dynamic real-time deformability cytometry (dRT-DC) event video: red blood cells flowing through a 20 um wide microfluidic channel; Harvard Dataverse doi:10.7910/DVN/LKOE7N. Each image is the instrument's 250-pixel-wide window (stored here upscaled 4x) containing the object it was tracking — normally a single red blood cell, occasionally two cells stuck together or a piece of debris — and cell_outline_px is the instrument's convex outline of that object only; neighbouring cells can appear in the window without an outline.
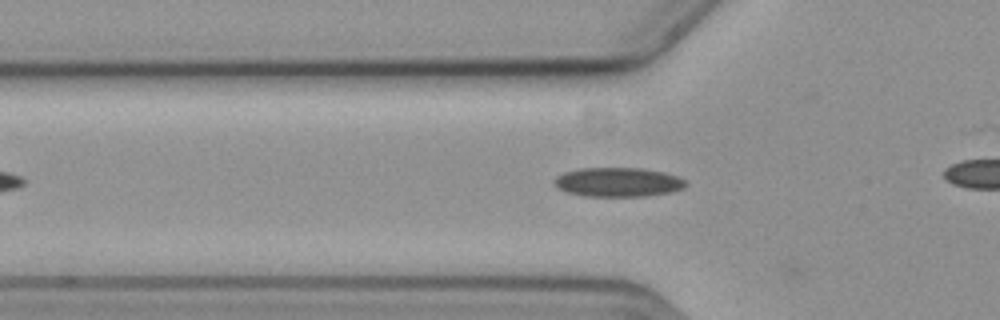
{"species": "common noctule bat (a hibernating species)", "species_latin": "Nyctalus noctula", "temperature_condition": "cold", "stored_images_in_passage": 13, "camera_frame_rate_fps": 3000, "um_per_image_px": 0.085, "animal": {"sex": "female", "body_mass_g": 19.3, "forearm_length_mm": 54.1}, "frame": {"image": 1, "passage_image": 12, "time_ms": 3.667, "image_size_px": [1000, 320], "cell_outline_px": [[684, 188], [668, 192], [644, 196], [584, 196], [568, 192], [560, 188], [552, 180], [556, 176], [564, 172], [580, 168], [640, 168], [660, 172], [676, 176], [684, 180]], "centroid_in_image_um": [52.47, 15.48], "position_along_channel_um": 73.3, "area_um2": 21.96}}